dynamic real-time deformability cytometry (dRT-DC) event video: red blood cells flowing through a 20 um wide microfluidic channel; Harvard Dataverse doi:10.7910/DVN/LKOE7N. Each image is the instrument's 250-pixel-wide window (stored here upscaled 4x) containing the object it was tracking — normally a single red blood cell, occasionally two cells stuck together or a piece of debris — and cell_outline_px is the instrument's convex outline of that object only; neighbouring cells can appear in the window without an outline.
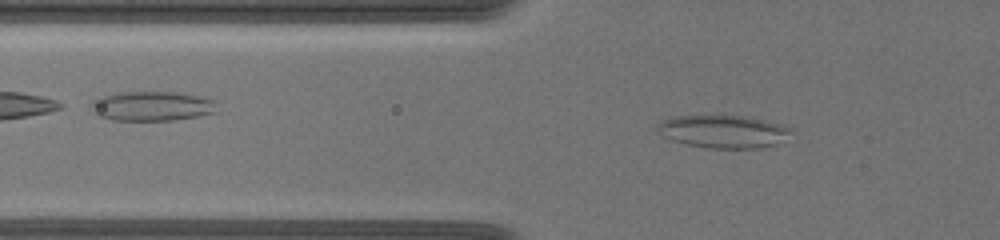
{"species": "common noctule bat (a hibernating species)", "species_latin": "Nyctalus noctula", "temperature_condition": "warm", "stored_images_in_passage": 31, "camera_frame_rate_fps": 3000, "um_per_image_px": 0.085, "animal": {"sex": "female", "body_mass_g": 19.5, "forearm_length_mm": 54.1}, "frame": {"image": 1, "passage_image": 14, "time_ms": 7.667, "image_size_px": [1000, 240], "cell_outline_px": [[788, 132], [776, 144], [760, 148], [708, 148], [688, 144], [672, 140], [664, 136], [656, 128], [656, 124], [664, 120], [676, 116], [740, 116], [780, 124], [788, 128]], "centroid_in_image_um": [61.39, 11.18], "position_along_channel_um": 64.4, "area_um2": 24.68}}
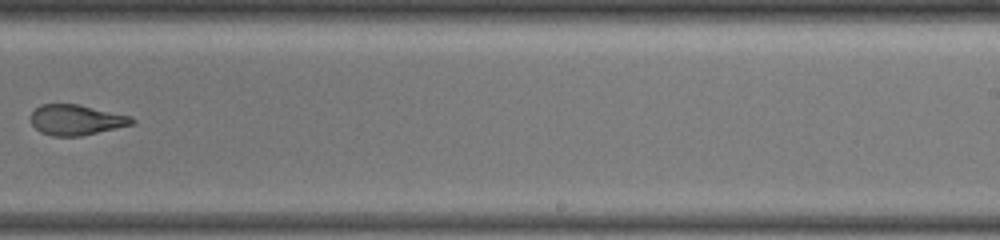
{"frame": {"image": 2, "passage_image": 23, "time_ms": 14.0, "image_size_px": [1000, 240], "cell_outline_px": [[136, 124], [80, 136], [52, 136], [40, 132], [32, 124], [32, 112], [40, 104], [76, 104], [132, 116], [136, 120]], "centroid_in_image_um": [6.52, 10.19], "position_along_channel_um": 282.5, "area_um2": 17.92}}
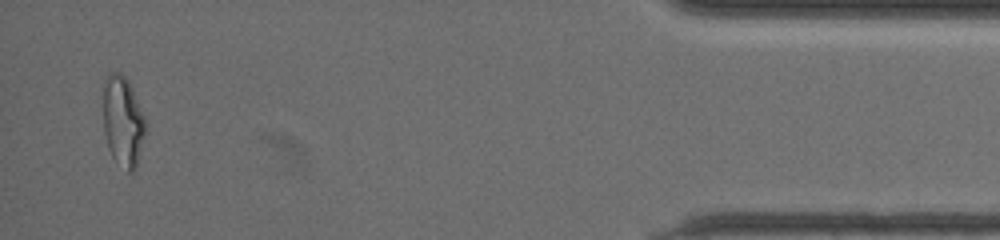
{"frame": {"image": 3, "passage_image": 31, "time_ms": 19.667, "image_size_px": [1000, 240], "cell_outline_px": [[144, 136], [136, 168], [132, 172], [128, 172], [112, 156], [108, 148], [104, 132], [104, 80], [112, 72], [120, 72], [128, 80], [132, 88], [144, 116]], "centroid_in_image_um": [10.44, 10.3], "position_along_channel_um": 424.8, "area_um2": 21.85}, "authors_computed_cell_mechanics": {"area_um2": 24.0448, "velocity_mm_per_s": 3.6269, "shape_relaxation_time_tau1_ms": null, "shape_relaxation_time_tau2_ms": 2.035, "deformation_change_tau1": null, "deformation_change_tau2": 0.0985}}